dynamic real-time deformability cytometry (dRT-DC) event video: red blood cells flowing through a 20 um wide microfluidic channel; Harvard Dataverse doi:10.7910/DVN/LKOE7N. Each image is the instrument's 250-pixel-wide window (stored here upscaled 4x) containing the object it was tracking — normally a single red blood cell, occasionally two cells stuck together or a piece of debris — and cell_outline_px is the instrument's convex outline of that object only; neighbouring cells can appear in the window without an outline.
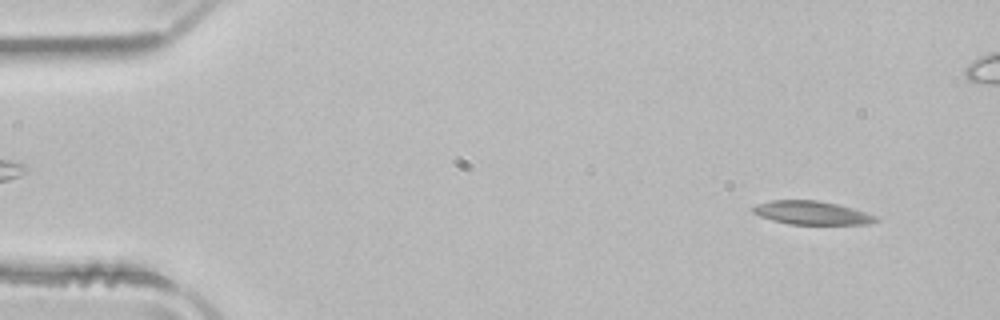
{"species": "common noctule bat (a hibernating species)", "species_latin": "Nyctalus noctula", "temperature_condition": "room temperature", "stored_images_in_passage": 52, "camera_frame_rate_fps": 3000, "um_per_image_px": 0.085, "animal": {"sex": "male", "body_mass_g": 21.5, "forearm_length_mm": 52.0}, "frame": {"image": 1, "passage_image": 4, "time_ms": 1.0, "image_size_px": [1000, 320], "cell_outline_px": [[880, 220], [868, 224], [788, 224], [772, 220], [760, 216], [752, 212], [752, 208], [756, 204], [772, 200], [816, 200], [836, 204], [852, 208], [876, 216]], "centroid_in_image_um": [68.97, 18.09], "position_along_channel_um": 16.0, "area_um2": 16.7}}
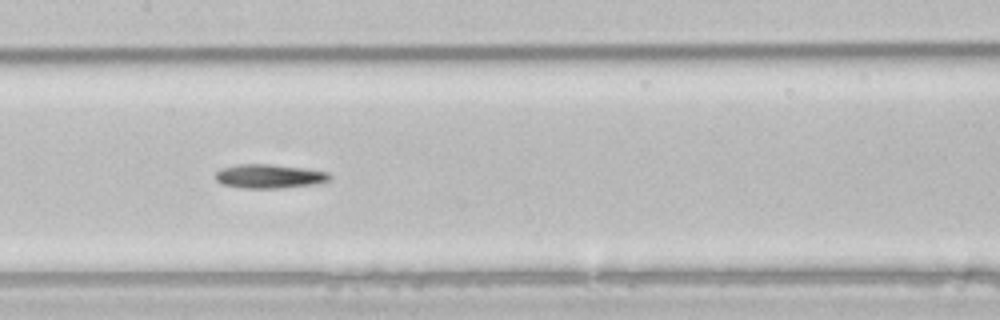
{"frame": {"image": 2, "passage_image": 25, "time_ms": 8.0, "image_size_px": [1000, 320], "cell_outline_px": [[332, 176], [328, 180], [316, 184], [276, 188], [244, 188], [220, 184], [216, 180], [216, 172], [220, 168], [236, 164], [272, 164], [304, 168], [328, 172]], "centroid_in_image_um": [22.86, 14.97], "position_along_channel_um": 184.5, "area_um2": 16.01}}
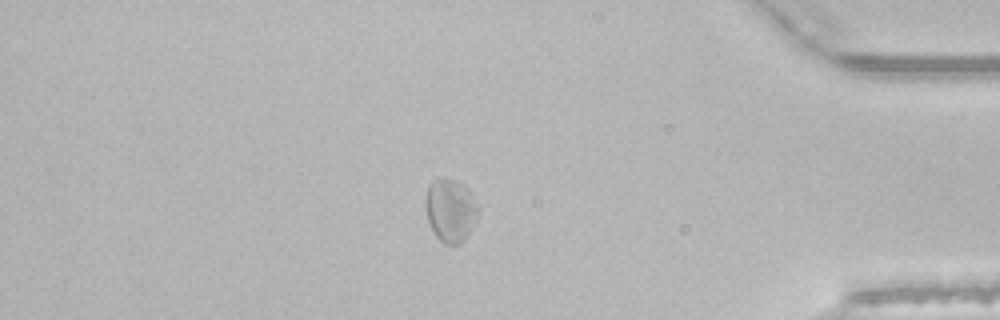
{"frame": {"image": 3, "passage_image": 44, "time_ms": 14.333, "image_size_px": [1000, 320], "cell_outline_px": [[480, 212], [464, 240], [460, 244], [444, 244], [436, 236], [428, 220], [424, 204], [424, 196], [428, 184], [432, 180], [440, 176], [444, 176], [456, 180], [464, 184], [468, 188]], "centroid_in_image_um": [38.25, 17.81], "position_along_channel_um": 396.9, "area_um2": 19.71}, "authors_computed_cell_mechanics": {"area_um2": 16.7909, "velocity_mm_per_s": 3.9127, "shape_relaxation_time_tau1_ms": 7.7226, "shape_relaxation_time_tau2_ms": null, "deformation_change_tau1": 0.1558, "deformation_change_tau2": null}}